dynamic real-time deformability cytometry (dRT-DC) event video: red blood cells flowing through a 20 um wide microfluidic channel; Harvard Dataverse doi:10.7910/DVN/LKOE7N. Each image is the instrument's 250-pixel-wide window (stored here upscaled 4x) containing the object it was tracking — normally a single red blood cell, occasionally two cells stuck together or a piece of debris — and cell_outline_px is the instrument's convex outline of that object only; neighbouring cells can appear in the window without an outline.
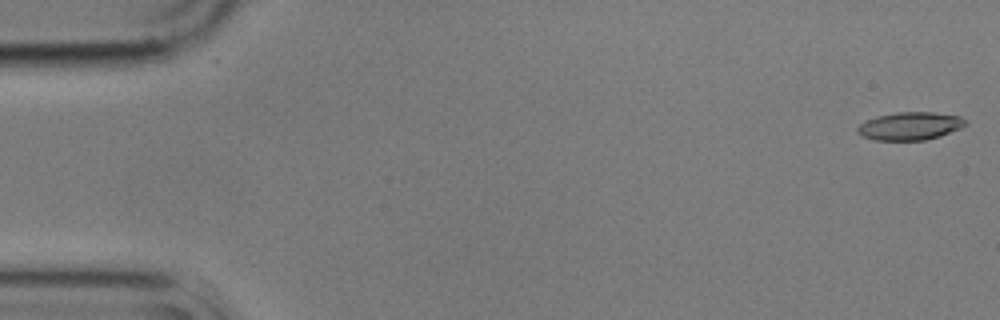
{"species": "common noctule bat (a hibernating species)", "species_latin": "Nyctalus noctula", "temperature_condition": "cold", "stored_images_in_passage": 21, "camera_frame_rate_fps": 3000, "um_per_image_px": 0.085, "animal": {"sex": "male", "body_mass_g": 17.9}, "frame": {"image": 1, "passage_image": 1, "time_ms": 0.0, "image_size_px": [1000, 320], "cell_outline_px": [[968, 124], [960, 128], [940, 136], [924, 140], [876, 140], [864, 136], [856, 132], [856, 128], [864, 120], [876, 116], [896, 112], [932, 112], [960, 116]], "centroid_in_image_um": [77.32, 10.7], "position_along_channel_um": 7.7, "area_um2": 17.57}}
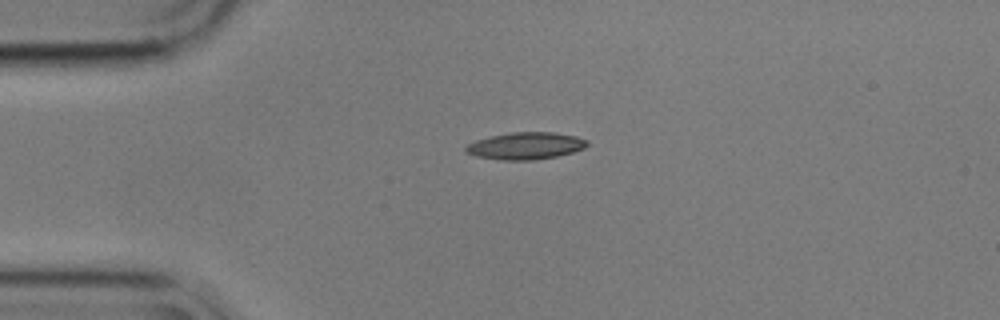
{"frame": {"image": 2, "passage_image": 13, "time_ms": 4.0, "image_size_px": [1000, 320], "cell_outline_px": [[588, 144], [584, 148], [572, 152], [556, 156], [536, 160], [500, 160], [476, 156], [464, 152], [464, 148], [468, 144], [476, 140], [488, 136], [508, 132], [556, 132], [576, 136], [588, 140]], "centroid_in_image_um": [44.65, 12.39], "position_along_channel_um": 40.3, "area_um2": 19.36}}
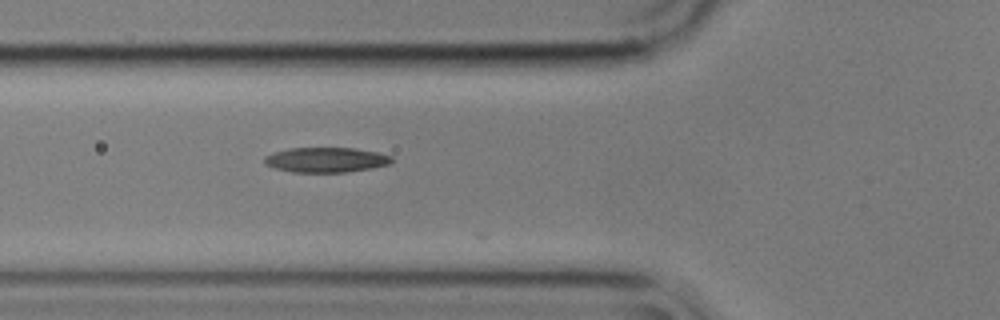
{"frame": {"image": 3, "passage_image": 20, "time_ms": 6.333, "image_size_px": [1000, 320], "cell_outline_px": [[392, 160], [388, 164], [372, 168], [344, 172], [292, 172], [276, 168], [264, 164], [264, 156], [276, 152], [292, 148], [356, 148], [376, 152], [392, 156]], "centroid_in_image_um": [27.71, 13.58], "position_along_channel_um": 98.1, "area_um2": 18.32}}